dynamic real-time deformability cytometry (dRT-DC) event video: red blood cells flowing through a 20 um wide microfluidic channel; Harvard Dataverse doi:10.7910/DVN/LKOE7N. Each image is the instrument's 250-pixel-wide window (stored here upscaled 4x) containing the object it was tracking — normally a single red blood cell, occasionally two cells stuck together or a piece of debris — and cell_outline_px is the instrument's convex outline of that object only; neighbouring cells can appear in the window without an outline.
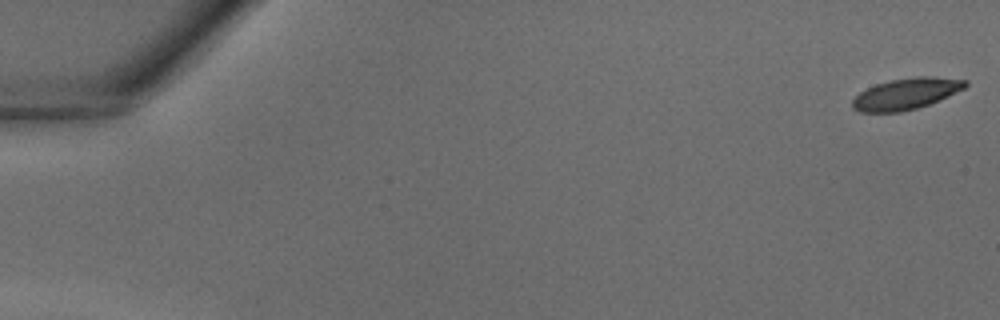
{"species": "common noctule bat (a hibernating species)", "species_latin": "Nyctalus noctula", "temperature_condition": "warm", "stored_images_in_passage": 7, "camera_frame_rate_fps": 3000, "um_per_image_px": 0.085, "animal": {"sex": "male", "body_mass_g": 18.8}, "frame": {"image": 1, "passage_image": 1, "time_ms": 0.0, "image_size_px": [1000, 320], "cell_outline_px": [[968, 84], [964, 88], [928, 104], [916, 108], [900, 112], [860, 112], [852, 108], [852, 100], [860, 92], [876, 84], [892, 80], [916, 76], [932, 76], [968, 80]], "centroid_in_image_um": [77.0, 7.97], "position_along_channel_um": 8.0, "area_um2": 20.29}}